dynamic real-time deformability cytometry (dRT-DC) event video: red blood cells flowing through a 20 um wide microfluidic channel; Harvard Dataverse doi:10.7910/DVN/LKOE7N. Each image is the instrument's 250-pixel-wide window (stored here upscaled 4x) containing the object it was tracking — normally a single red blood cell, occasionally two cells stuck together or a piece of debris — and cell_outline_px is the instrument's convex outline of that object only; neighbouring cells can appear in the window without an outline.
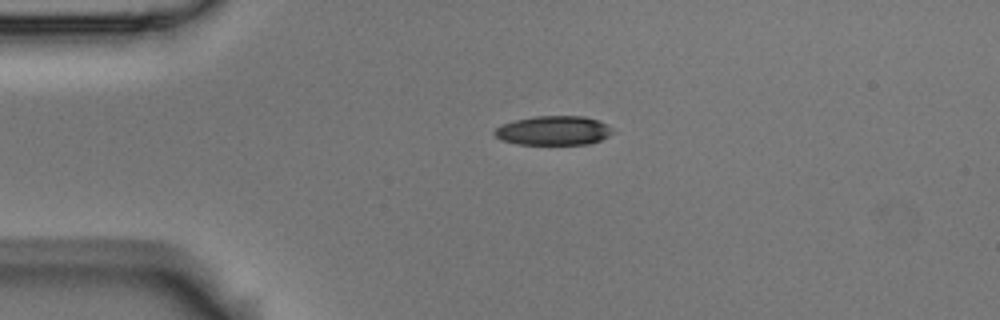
{"species": "Egyptian fruit bat (a non-hibernating species)", "species_latin": "Rousettus aegyptiacus", "temperature_condition": "room temperature", "stored_images_in_passage": 44, "camera_frame_rate_fps": 3000, "um_per_image_px": 0.085, "animal": {"sex": "male"}, "frame": {"image": 1, "passage_image": 1, "time_ms": 0.0, "image_size_px": [1000, 320], "cell_outline_px": [[612, 132], [608, 136], [600, 140], [588, 144], [520, 144], [504, 140], [496, 136], [492, 132], [496, 128], [504, 124], [516, 120], [536, 116], [584, 116], [596, 120], [604, 124]], "centroid_in_image_um": [47.02, 11.1], "position_along_channel_um": 38.0, "area_um2": 19.59}}
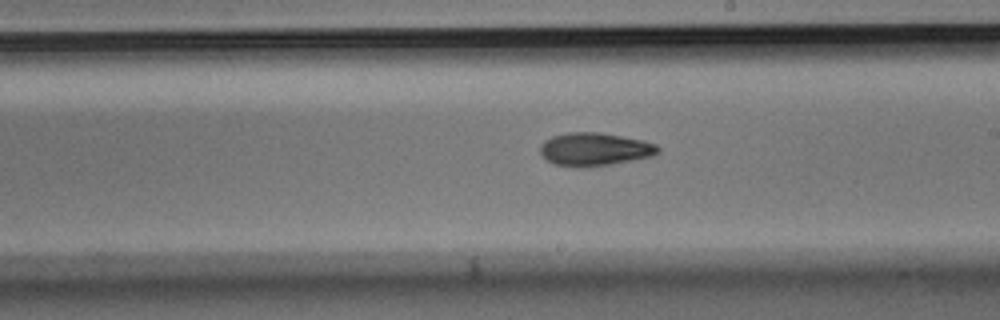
{"frame": {"image": 2, "passage_image": 20, "time_ms": 6.333, "image_size_px": [1000, 320], "cell_outline_px": [[660, 152], [652, 156], [612, 164], [584, 168], [572, 168], [552, 164], [540, 152], [540, 144], [544, 140], [552, 136], [568, 132], [600, 132], [644, 140], [656, 144], [660, 148]], "centroid_in_image_um": [50.53, 12.7], "position_along_channel_um": 238.5, "area_um2": 23.12}}
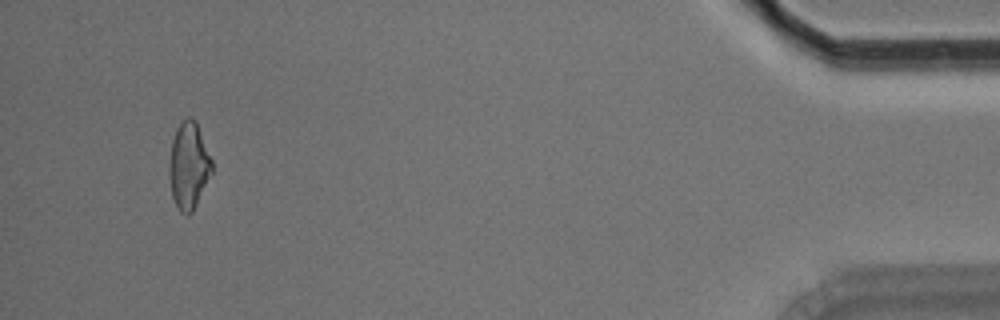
{"frame": {"image": 3, "passage_image": 41, "time_ms": 13.333, "image_size_px": [1000, 320], "cell_outline_px": [[212, 172], [192, 212], [188, 216], [180, 212], [172, 196], [168, 172], [168, 164], [172, 140], [176, 128], [188, 116], [196, 120], [212, 160]], "centroid_in_image_um": [16.02, 14.07], "position_along_channel_um": 419.2, "area_um2": 21.56}, "authors_computed_cell_mechanics": {"area_um2": 21.9062, "velocity_mm_per_s": 3.6388, "shape_relaxation_time_tau1_ms": 6.0956, "shape_relaxation_time_tau2_ms": 9.5342, "deformation_change_tau1": 0.1512, "deformation_change_tau2": 0.1979}}